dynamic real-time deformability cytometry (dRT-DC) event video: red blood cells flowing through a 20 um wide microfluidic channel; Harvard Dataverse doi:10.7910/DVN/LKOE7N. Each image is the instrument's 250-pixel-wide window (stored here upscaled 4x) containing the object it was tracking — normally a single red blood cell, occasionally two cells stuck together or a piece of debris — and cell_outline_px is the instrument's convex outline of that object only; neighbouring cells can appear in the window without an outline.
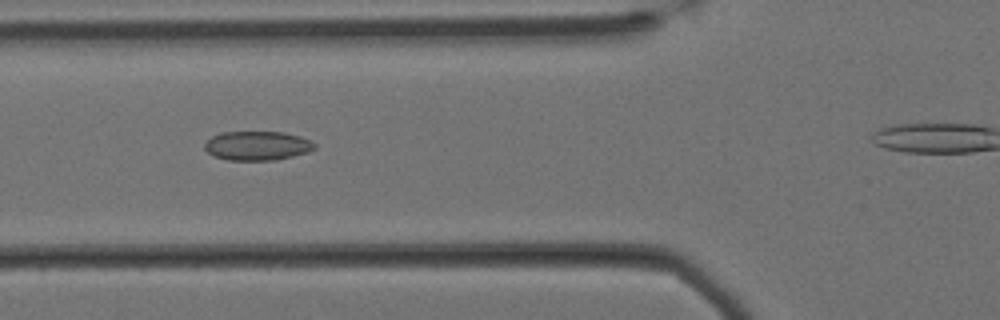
{"species": "Egyptian fruit bat (a non-hibernating species)", "species_latin": "Rousettus aegyptiacus", "temperature_condition": "cold", "stored_images_in_passage": 41, "camera_frame_rate_fps": 3000, "um_per_image_px": 0.085, "animal": {"sex": "female"}, "frame": {"image": 1, "passage_image": 14, "time_ms": 4.333, "image_size_px": [1000, 320], "cell_outline_px": [[316, 148], [308, 152], [276, 160], [228, 160], [212, 156], [204, 148], [204, 144], [212, 136], [220, 132], [284, 132], [300, 136], [312, 140], [316, 144]], "centroid_in_image_um": [21.88, 12.38], "position_along_channel_um": 103.9, "area_um2": 18.84}}
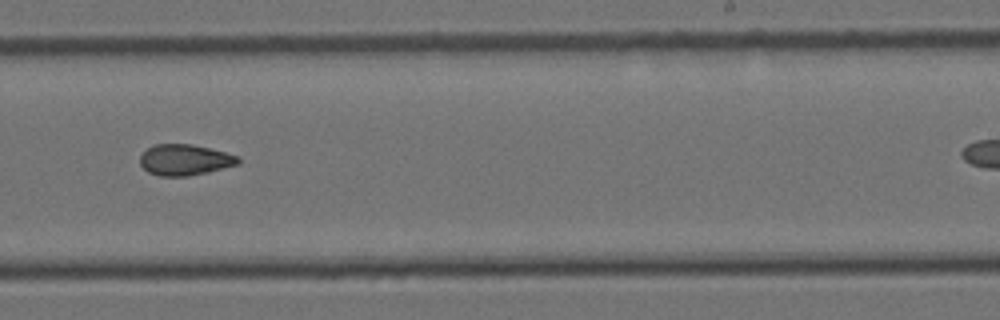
{"frame": {"image": 2, "passage_image": 29, "time_ms": 9.333, "image_size_px": [1000, 320], "cell_outline_px": [[240, 164], [208, 172], [188, 176], [160, 176], [148, 172], [140, 164], [140, 156], [152, 144], [192, 144], [240, 156]], "centroid_in_image_um": [15.72, 13.59], "position_along_channel_um": 273.3, "area_um2": 17.74}}
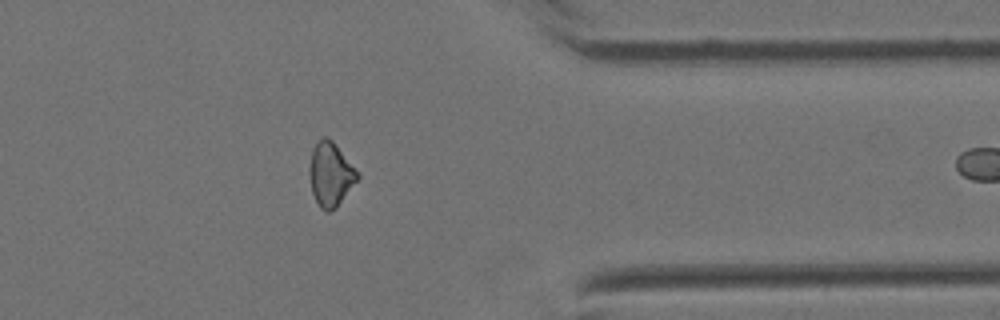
{"frame": {"image": 3, "passage_image": 40, "time_ms": 13.0, "image_size_px": [1000, 320], "cell_outline_px": [[360, 176], [336, 208], [328, 212], [320, 208], [312, 192], [308, 172], [308, 168], [312, 148], [324, 136], [328, 136], [332, 140]], "centroid_in_image_um": [28.05, 14.82], "position_along_channel_um": 383.3, "area_um2": 17.63}}